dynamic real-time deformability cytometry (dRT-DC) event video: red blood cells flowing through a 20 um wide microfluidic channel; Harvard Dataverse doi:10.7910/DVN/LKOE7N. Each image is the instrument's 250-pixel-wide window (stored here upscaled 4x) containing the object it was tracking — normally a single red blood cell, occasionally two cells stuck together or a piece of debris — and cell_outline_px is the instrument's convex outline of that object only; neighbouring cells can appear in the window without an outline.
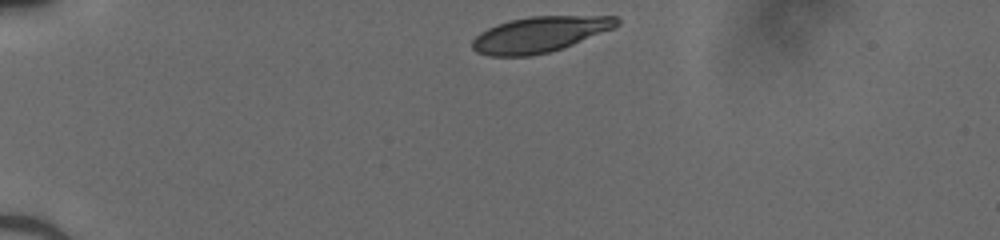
{"species": "human", "species_latin": "Homo sapiens", "temperature_condition": "cold", "stored_images_in_passage": 33, "camera_frame_rate_fps": 3000, "um_per_image_px": 0.085, "donor": {"sex": "male"}, "frame": {"image": 1, "passage_image": 1, "time_ms": 0.0, "image_size_px": [1000, 240], "cell_outline_px": [[620, 24], [612, 28], [564, 48], [548, 52], [528, 56], [492, 56], [476, 52], [472, 48], [472, 40], [480, 32], [496, 24], [512, 20], [532, 16], [616, 16], [620, 20]], "centroid_in_image_um": [45.86, 2.93], "position_along_channel_um": 39.1, "area_um2": 29.82}}
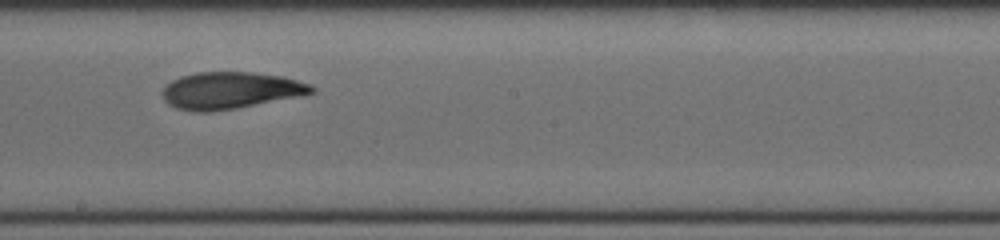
{"frame": {"image": 2, "passage_image": 19, "time_ms": 6.0, "image_size_px": [1000, 240], "cell_outline_px": [[316, 92], [300, 96], [236, 108], [212, 112], [196, 112], [176, 108], [168, 104], [164, 100], [160, 92], [172, 80], [180, 76], [196, 72], [252, 72], [280, 76], [312, 84], [316, 88]], "centroid_in_image_um": [19.57, 7.69], "position_along_channel_um": 228.6, "area_um2": 32.19}}
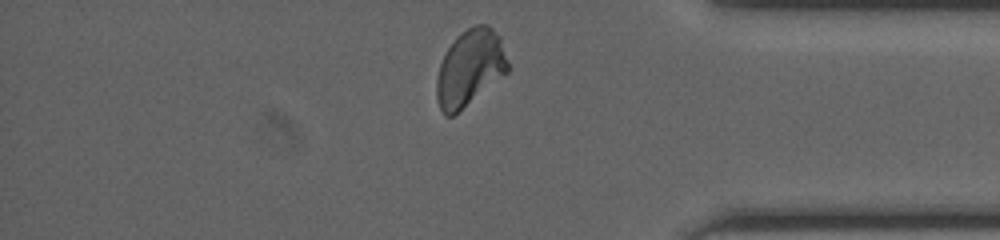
{"frame": {"image": 3, "passage_image": 32, "time_ms": 10.333, "image_size_px": [1000, 240], "cell_outline_px": [[508, 72], [452, 116], [444, 116], [440, 108], [436, 96], [436, 80], [440, 64], [448, 48], [456, 36], [468, 28], [476, 24], [488, 24], [500, 36], [508, 60]], "centroid_in_image_um": [39.94, 5.75], "position_along_channel_um": 395.3, "area_um2": 31.44}}